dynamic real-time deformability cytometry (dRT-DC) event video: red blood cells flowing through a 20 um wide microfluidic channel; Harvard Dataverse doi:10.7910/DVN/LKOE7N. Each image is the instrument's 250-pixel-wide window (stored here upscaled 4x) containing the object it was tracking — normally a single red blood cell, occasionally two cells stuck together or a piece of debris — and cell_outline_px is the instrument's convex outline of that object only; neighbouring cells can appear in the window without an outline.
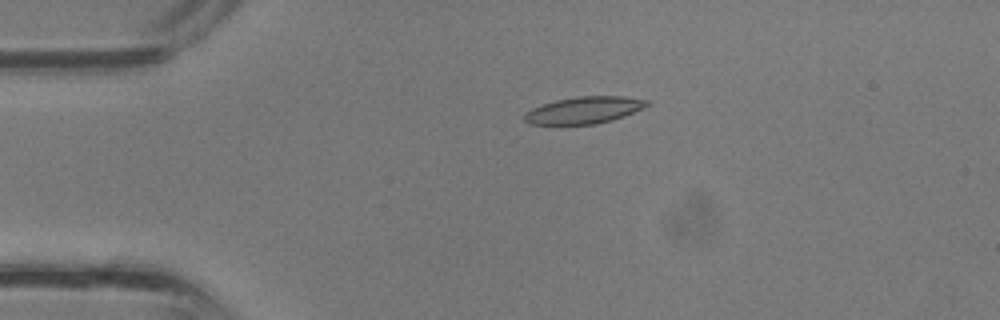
{"species": "common noctule bat (a hibernating species)", "species_latin": "Nyctalus noctula", "temperature_condition": "room temperature", "stored_images_in_passage": 26, "camera_frame_rate_fps": 3000, "um_per_image_px": 0.085, "animal": {"sex": "male", "body_mass_g": 13.3}, "frame": {"image": 1, "passage_image": 6, "time_ms": 1.667, "image_size_px": [1000, 320], "cell_outline_px": [[652, 104], [644, 108], [624, 116], [612, 120], [596, 124], [528, 124], [524, 120], [524, 112], [532, 108], [556, 100], [576, 96], [624, 96], [652, 100]], "centroid_in_image_um": [49.7, 9.35], "position_along_channel_um": 35.3, "area_um2": 19.42}}
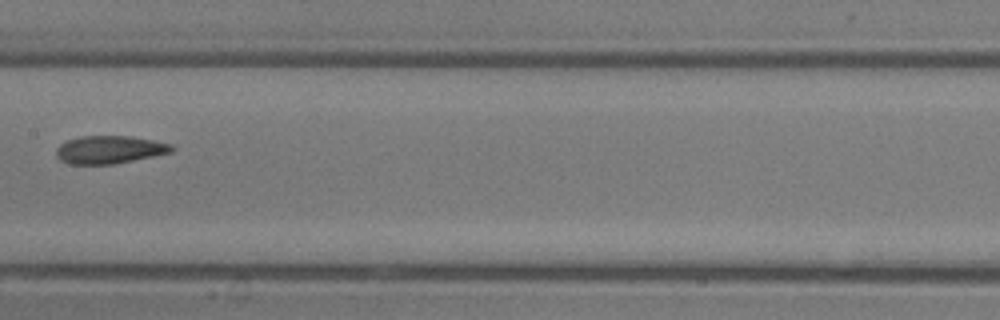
{"frame": {"image": 2, "passage_image": 17, "time_ms": 5.333, "image_size_px": [1000, 320], "cell_outline_px": [[176, 148], [172, 152], [112, 164], [68, 164], [60, 160], [56, 156], [56, 148], [60, 144], [68, 140], [80, 136], [132, 136], [172, 144]], "centroid_in_image_um": [9.3, 12.71], "position_along_channel_um": 198.1, "area_um2": 18.73}}
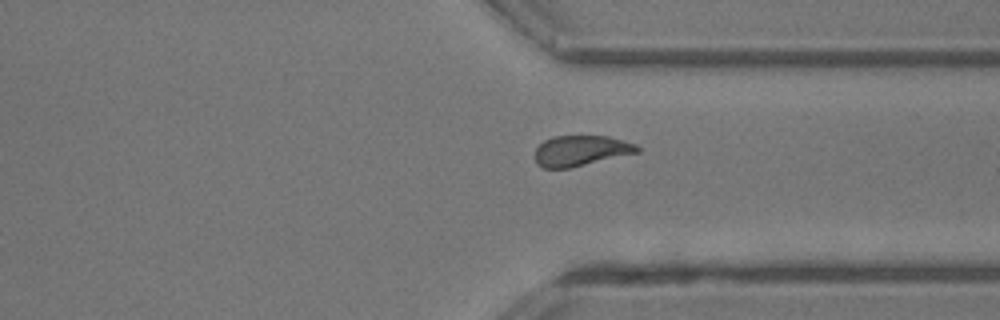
{"frame": {"image": 3, "passage_image": 26, "time_ms": 8.333, "image_size_px": [1000, 320], "cell_outline_px": [[640, 152], [568, 168], [544, 168], [536, 164], [536, 148], [544, 140], [552, 136], [608, 136], [636, 144], [640, 148]], "centroid_in_image_um": [49.37, 12.8], "position_along_channel_um": 362.0, "area_um2": 18.09}}